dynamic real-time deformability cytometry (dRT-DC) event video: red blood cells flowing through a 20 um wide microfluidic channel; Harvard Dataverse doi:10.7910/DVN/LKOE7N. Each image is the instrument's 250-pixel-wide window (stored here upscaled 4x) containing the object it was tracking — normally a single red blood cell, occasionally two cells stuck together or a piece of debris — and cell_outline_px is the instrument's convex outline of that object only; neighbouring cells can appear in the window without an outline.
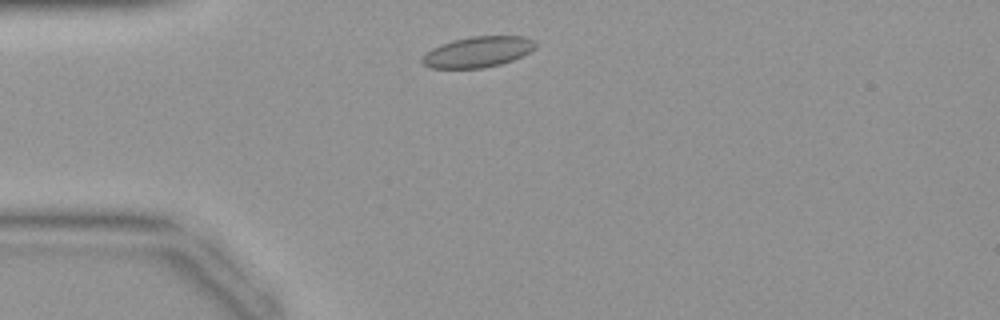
{"species": "common noctule bat (a hibernating species)", "species_latin": "Nyctalus noctula", "temperature_condition": "warm", "stored_images_in_passage": 35, "camera_frame_rate_fps": 3000, "um_per_image_px": 0.085, "animal": {"sex": "female", "body_mass_g": 19.9}, "frame": {"image": 1, "passage_image": 3, "time_ms": 0.667, "image_size_px": [1000, 320], "cell_outline_px": [[536, 48], [512, 60], [500, 64], [484, 68], [432, 68], [424, 64], [420, 60], [432, 48], [440, 44], [452, 40], [472, 36], [524, 36], [532, 40], [536, 44]], "centroid_in_image_um": [40.61, 4.41], "position_along_channel_um": 44.4, "area_um2": 20.11}}
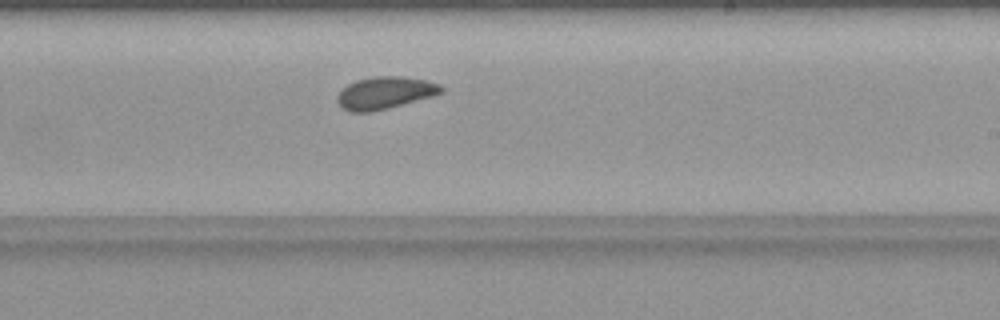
{"frame": {"image": 2, "passage_image": 18, "time_ms": 5.667, "image_size_px": [1000, 320], "cell_outline_px": [[444, 92], [432, 96], [388, 108], [372, 112], [348, 112], [340, 108], [336, 100], [336, 96], [348, 84], [356, 80], [372, 76], [400, 76], [424, 80], [440, 84], [444, 88]], "centroid_in_image_um": [32.68, 7.9], "position_along_channel_um": 256.3, "area_um2": 19.65}}
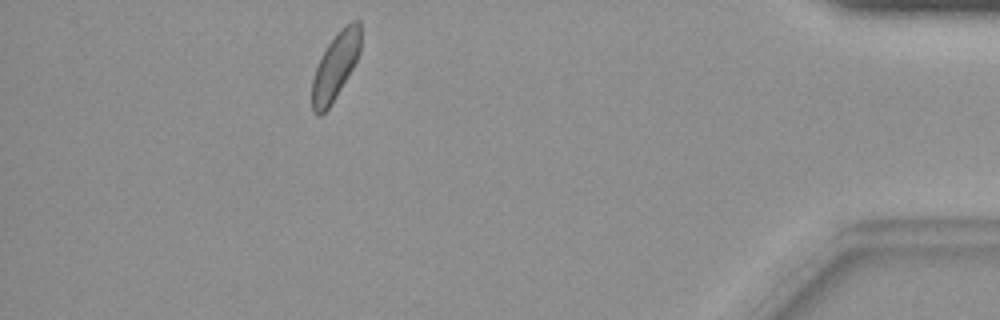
{"frame": {"image": 3, "passage_image": 31, "time_ms": 10.0, "image_size_px": [1000, 320], "cell_outline_px": [[360, 52], [352, 68], [336, 96], [328, 108], [320, 116], [316, 116], [312, 112], [312, 80], [316, 68], [328, 44], [340, 28], [344, 24], [352, 20], [360, 20]], "centroid_in_image_um": [28.5, 5.61], "position_along_channel_um": 406.7, "area_um2": 18.67}}